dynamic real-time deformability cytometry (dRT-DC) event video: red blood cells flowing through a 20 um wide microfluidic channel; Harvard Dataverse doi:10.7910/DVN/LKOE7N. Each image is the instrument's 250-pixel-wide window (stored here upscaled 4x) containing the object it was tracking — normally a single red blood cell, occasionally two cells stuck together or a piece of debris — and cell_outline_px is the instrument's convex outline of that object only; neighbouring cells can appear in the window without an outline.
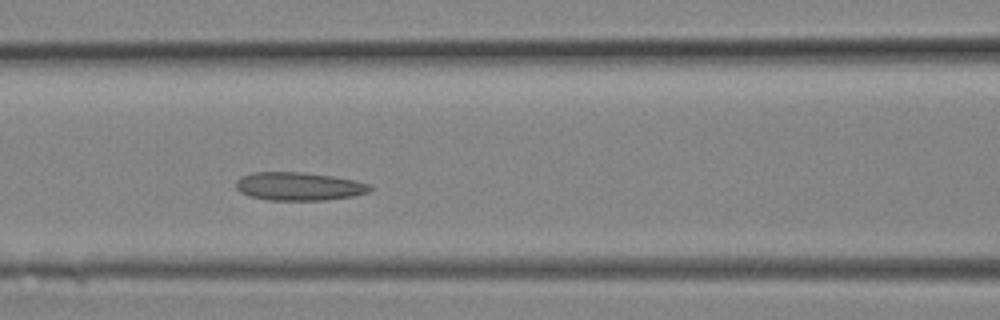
{"species": "Egyptian fruit bat (a non-hibernating species)", "species_latin": "Rousettus aegyptiacus", "temperature_condition": "room temperature", "stored_images_in_passage": 6, "camera_frame_rate_fps": 3000, "um_per_image_px": 0.085, "animal": {"sex": "female"}, "frame": {"image": 1, "passage_image": 5, "time_ms": 1.333, "image_size_px": [1000, 320], "cell_outline_px": [[376, 188], [368, 192], [352, 196], [324, 200], [268, 200], [252, 196], [240, 192], [236, 188], [236, 180], [240, 176], [252, 172], [304, 172], [332, 176], [356, 180], [372, 184]], "centroid_in_image_um": [25.44, 15.83], "position_along_channel_um": 141.2, "area_um2": 22.25}}
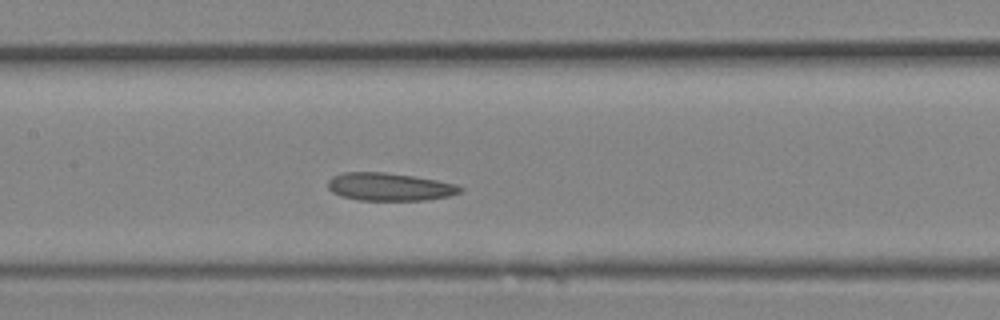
{"frame": {"image": 2, "passage_image": 6, "time_ms": 1.667, "image_size_px": [1000, 320], "cell_outline_px": [[464, 188], [460, 192], [448, 196], [424, 200], [360, 200], [340, 196], [332, 192], [328, 188], [328, 180], [332, 176], [344, 172], [384, 172], [412, 176], [436, 180], [456, 184]], "centroid_in_image_um": [33.08, 15.88], "position_along_channel_um": 174.3, "area_um2": 21.39}}